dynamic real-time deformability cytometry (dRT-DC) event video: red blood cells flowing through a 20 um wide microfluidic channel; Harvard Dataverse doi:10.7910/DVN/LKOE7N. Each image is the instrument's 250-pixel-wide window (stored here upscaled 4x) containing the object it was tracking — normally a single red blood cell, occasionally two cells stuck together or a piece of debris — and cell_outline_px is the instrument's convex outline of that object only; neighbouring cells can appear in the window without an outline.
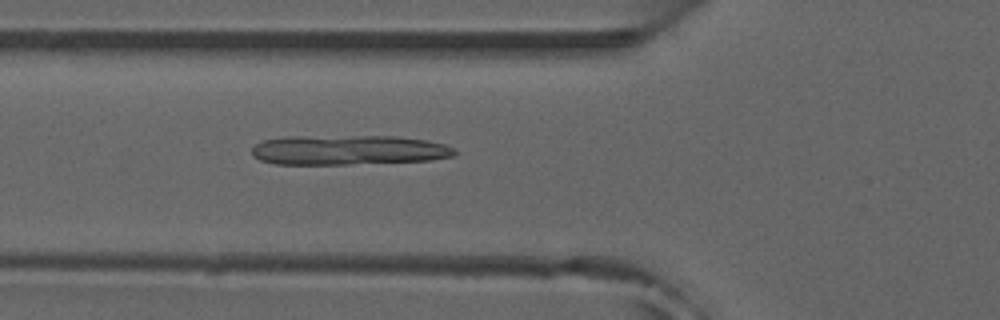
{"species": "common noctule bat (a hibernating species)", "species_latin": "Nyctalus noctula", "temperature_condition": "room temperature", "stored_images_in_passage": 16, "camera_frame_rate_fps": 3000, "um_per_image_px": 0.085, "animal": {"sex": "male", "forearm_length_mm": 52.5}, "frame": {"image": 1, "passage_image": 5, "time_ms": 1.333, "image_size_px": [1000, 320], "cell_outline_px": [[456, 156], [432, 160], [348, 164], [276, 164], [260, 160], [252, 156], [252, 148], [256, 144], [264, 140], [288, 136], [396, 136], [428, 140], [444, 144], [456, 148]], "centroid_in_image_um": [29.66, 12.75], "position_along_channel_um": 96.1, "area_um2": 35.43}}
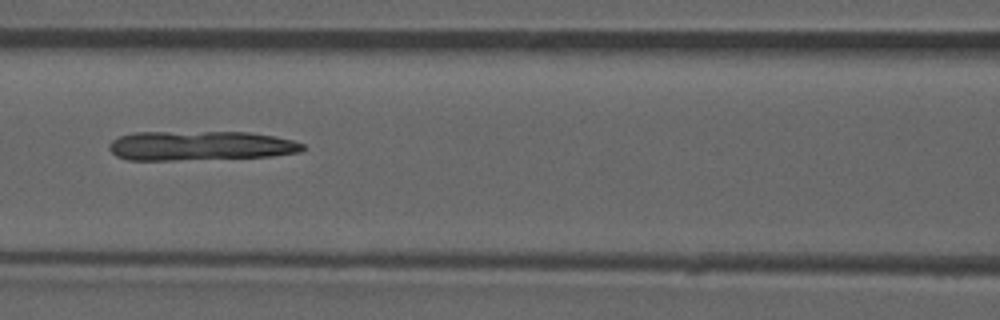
{"frame": {"image": 2, "passage_image": 9, "time_ms": 2.667, "image_size_px": [1000, 320], "cell_outline_px": [[304, 148], [300, 152], [272, 156], [176, 160], [128, 160], [116, 156], [108, 148], [108, 144], [112, 140], [120, 136], [136, 132], [248, 132], [272, 136], [292, 140], [304, 144]], "centroid_in_image_um": [16.99, 12.39], "position_along_channel_um": 149.6, "area_um2": 33.18}}